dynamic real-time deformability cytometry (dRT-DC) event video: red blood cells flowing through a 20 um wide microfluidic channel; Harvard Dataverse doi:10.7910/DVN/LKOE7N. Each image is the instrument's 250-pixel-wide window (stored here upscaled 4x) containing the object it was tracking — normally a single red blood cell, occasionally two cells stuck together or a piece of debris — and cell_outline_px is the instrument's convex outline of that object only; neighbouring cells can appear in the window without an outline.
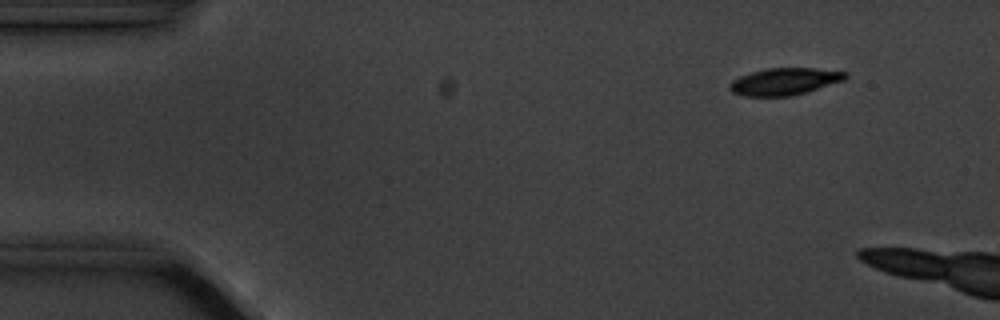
{"species": "common noctule bat (a hibernating species)", "species_latin": "Nyctalus noctula", "temperature_condition": "cold", "stored_images_in_passage": 3, "camera_frame_rate_fps": 3000, "um_per_image_px": 0.085, "animal": {"sex": "male", "body_mass_g": 20.1, "forearm_length_mm": 53.5}, "frame": {"image": 1, "passage_image": 2, "time_ms": 1.0, "image_size_px": [1000, 320], "cell_outline_px": [[848, 76], [844, 80], [804, 92], [788, 96], [744, 96], [732, 92], [728, 88], [728, 84], [732, 80], [740, 76], [764, 68], [816, 68], [848, 72]], "centroid_in_image_um": [66.65, 6.91], "position_along_channel_um": 18.4, "area_um2": 18.15}}